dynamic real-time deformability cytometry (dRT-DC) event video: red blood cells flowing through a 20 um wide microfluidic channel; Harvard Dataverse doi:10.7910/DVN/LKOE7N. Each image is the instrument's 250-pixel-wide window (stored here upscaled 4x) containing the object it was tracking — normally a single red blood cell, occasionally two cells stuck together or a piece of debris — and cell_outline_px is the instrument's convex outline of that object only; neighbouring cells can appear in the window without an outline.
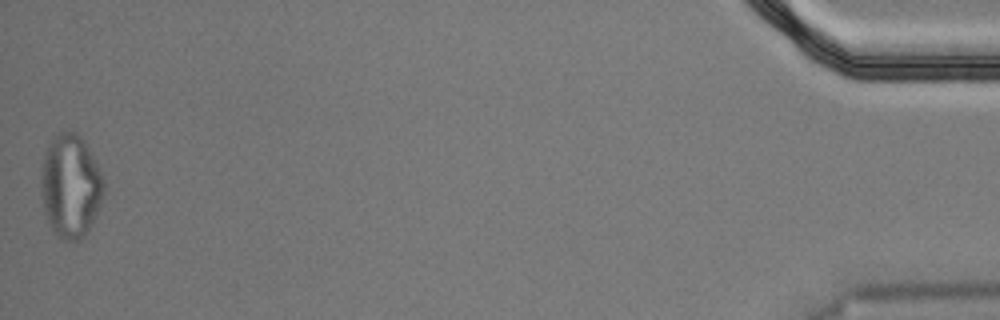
{"species": "Egyptian fruit bat (a non-hibernating species)", "species_latin": "Rousettus aegyptiacus", "temperature_condition": "cold", "stored_images_in_passage": 55, "segment_of_instrument_passage": [2, 2], "camera_frame_rate_fps": 3000, "um_per_image_px": 0.085, "animal": {"sex": "male"}, "frame": {"image": 1, "passage_image": 55, "time_ms": 18.0, "image_size_px": [1000, 320], "cell_outline_px": [[104, 192], [96, 216], [92, 224], [80, 240], [60, 240], [56, 236], [44, 212], [40, 196], [40, 176], [44, 152], [52, 136], [60, 132], [76, 132], [84, 140], [96, 160], [104, 180]], "centroid_in_image_um": [5.98, 15.8], "position_along_channel_um": 429.2, "area_um2": 38.38}}